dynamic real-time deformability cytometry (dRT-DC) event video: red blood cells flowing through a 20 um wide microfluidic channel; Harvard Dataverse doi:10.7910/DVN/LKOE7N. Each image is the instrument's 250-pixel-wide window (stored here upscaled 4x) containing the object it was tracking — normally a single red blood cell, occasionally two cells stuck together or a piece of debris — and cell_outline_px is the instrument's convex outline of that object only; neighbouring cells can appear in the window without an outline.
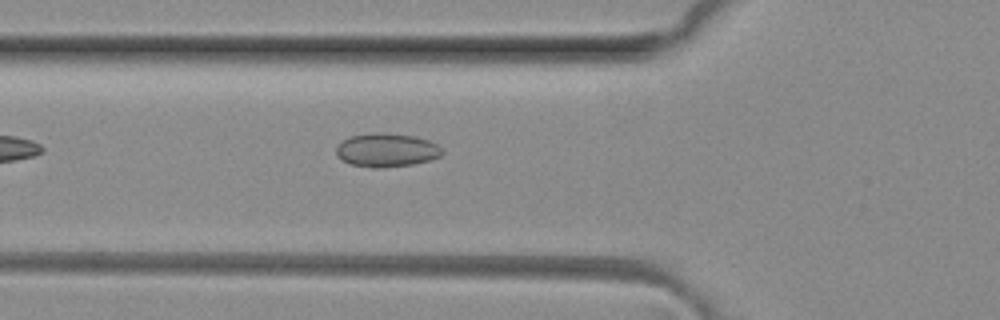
{"species": "common noctule bat (a hibernating species)", "species_latin": "Nyctalus noctula", "temperature_condition": "room temperature", "stored_images_in_passage": 3, "camera_frame_rate_fps": 3000, "um_per_image_px": 0.085, "animal": {"sex": "female", "body_mass_g": 29.2, "forearm_length_mm": 56.3}, "frame": {"image": 1, "passage_image": 3, "time_ms": 0.667, "image_size_px": [1000, 320], "cell_outline_px": [[444, 152], [440, 156], [428, 160], [412, 164], [380, 168], [372, 168], [348, 164], [336, 152], [336, 148], [348, 136], [376, 132], [412, 136], [428, 140], [436, 144]], "centroid_in_image_um": [32.84, 12.76], "position_along_channel_um": 93.0, "area_um2": 20.46}}